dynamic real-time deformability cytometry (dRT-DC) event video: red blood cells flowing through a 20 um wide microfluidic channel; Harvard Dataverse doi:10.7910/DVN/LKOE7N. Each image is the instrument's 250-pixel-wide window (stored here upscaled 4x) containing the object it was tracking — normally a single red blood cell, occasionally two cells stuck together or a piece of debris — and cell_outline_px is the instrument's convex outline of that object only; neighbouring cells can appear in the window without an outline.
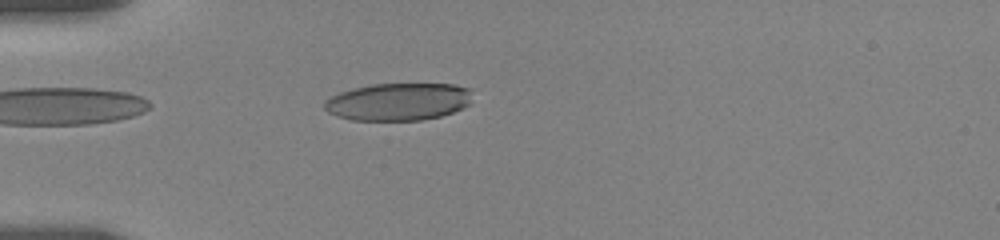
{"species": "human", "species_latin": "Homo sapiens", "temperature_condition": "room temperature", "stored_images_in_passage": 7, "camera_frame_rate_fps": 3000, "um_per_image_px": 0.085, "donor": {"sex": "female"}, "frame": {"image": 1, "passage_image": 2, "time_ms": 0.667, "image_size_px": [1000, 240], "cell_outline_px": [[472, 88], [468, 104], [464, 108], [440, 116], [420, 120], [352, 120], [336, 116], [328, 112], [324, 108], [324, 100], [340, 92], [352, 88], [372, 84], [452, 84]], "centroid_in_image_um": [33.84, 8.64], "position_along_channel_um": 51.2, "area_um2": 32.37}}
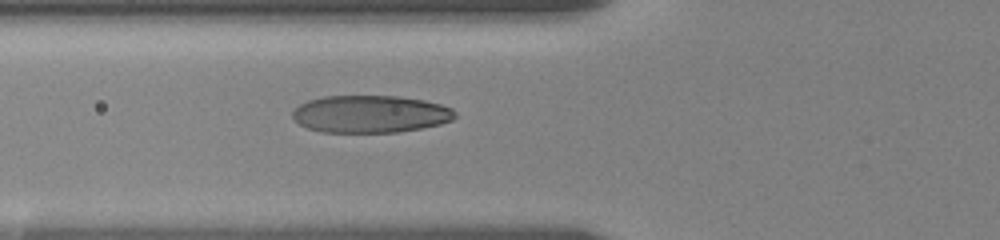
{"frame": {"image": 2, "passage_image": 4, "time_ms": 2.333, "image_size_px": [1000, 240], "cell_outline_px": [[456, 116], [452, 120], [440, 124], [420, 128], [396, 132], [320, 132], [308, 128], [300, 124], [292, 116], [292, 112], [300, 104], [308, 100], [324, 96], [396, 96], [424, 100], [440, 104], [452, 108], [456, 112]], "centroid_in_image_um": [31.48, 9.69], "position_along_channel_um": 94.3, "area_um2": 35.32}}
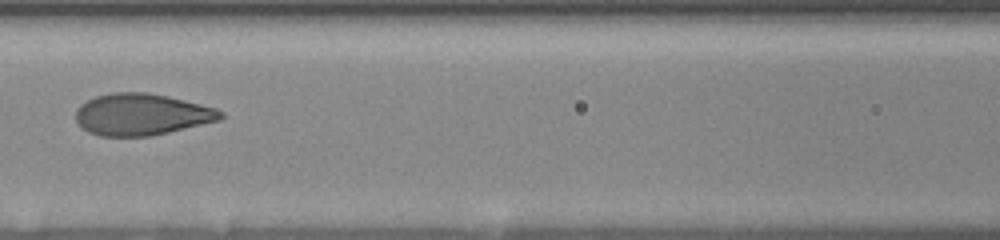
{"frame": {"image": 3, "passage_image": 6, "time_ms": 4.0, "image_size_px": [1000, 240], "cell_outline_px": [[224, 116], [220, 120], [152, 136], [100, 136], [88, 132], [76, 120], [76, 108], [80, 104], [96, 96], [112, 92], [148, 92], [168, 96], [216, 108], [224, 112]], "centroid_in_image_um": [12.04, 9.72], "position_along_channel_um": 154.6, "area_um2": 35.2}}